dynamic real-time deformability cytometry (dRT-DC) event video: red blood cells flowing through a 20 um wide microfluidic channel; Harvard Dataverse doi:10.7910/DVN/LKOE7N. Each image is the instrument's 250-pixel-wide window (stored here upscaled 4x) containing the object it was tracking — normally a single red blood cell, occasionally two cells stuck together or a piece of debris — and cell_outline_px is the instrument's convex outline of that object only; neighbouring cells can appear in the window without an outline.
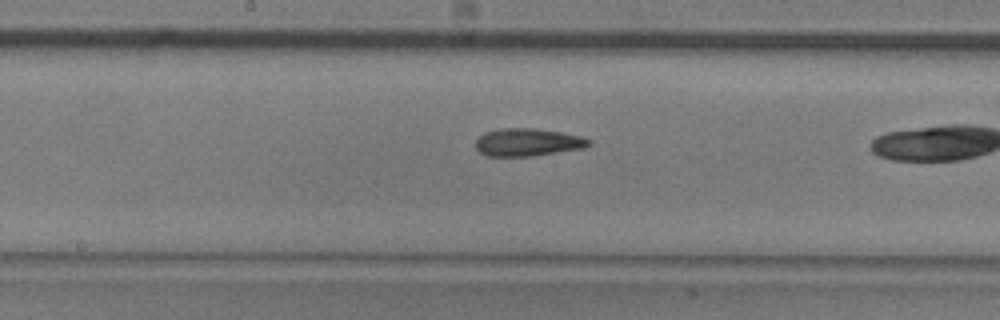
{"species": "common noctule bat (a hibernating species)", "species_latin": "Nyctalus noctula", "temperature_condition": "room temperature", "stored_images_in_passage": 33, "camera_frame_rate_fps": 3000, "um_per_image_px": 0.085, "animal": {"sex": "male", "body_mass_g": 20.5, "forearm_length_mm": 52.5}, "frame": {"image": 1, "passage_image": 24, "time_ms": 7.667, "image_size_px": [1000, 320], "cell_outline_px": [[592, 144], [584, 148], [532, 156], [484, 156], [476, 148], [476, 140], [484, 132], [500, 128], [532, 128], [560, 132], [580, 136], [592, 140]], "centroid_in_image_um": [44.85, 12.09], "position_along_channel_um": 203.4, "area_um2": 18.32}}